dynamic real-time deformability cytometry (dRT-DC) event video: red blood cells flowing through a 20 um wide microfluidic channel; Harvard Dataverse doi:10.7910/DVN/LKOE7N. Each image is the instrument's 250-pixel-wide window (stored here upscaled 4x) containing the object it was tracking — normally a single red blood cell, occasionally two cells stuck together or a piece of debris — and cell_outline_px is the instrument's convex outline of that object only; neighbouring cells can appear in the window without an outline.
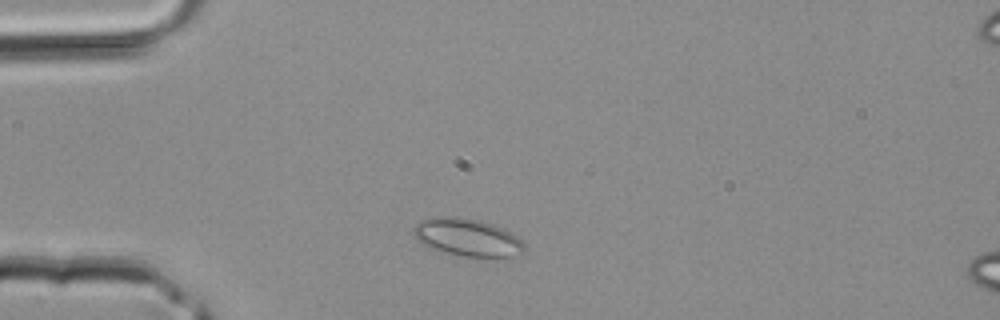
{"species": "common noctule bat (a hibernating species)", "species_latin": "Nyctalus noctula", "temperature_condition": "room temperature", "stored_images_in_passage": 35, "camera_frame_rate_fps": 3000, "um_per_image_px": 0.085, "animal": {"sex": "male", "body_mass_g": 20.4}, "frame": {"image": 1, "passage_image": 4, "time_ms": 1.0, "image_size_px": [1000, 320], "cell_outline_px": [[528, 248], [524, 252], [512, 256], [464, 256], [444, 252], [432, 248], [416, 240], [412, 232], [412, 228], [420, 220], [432, 216], [464, 216], [480, 220], [504, 228], [512, 232]], "centroid_in_image_um": [39.7, 20.14], "position_along_channel_um": 45.3, "area_um2": 24.57}}
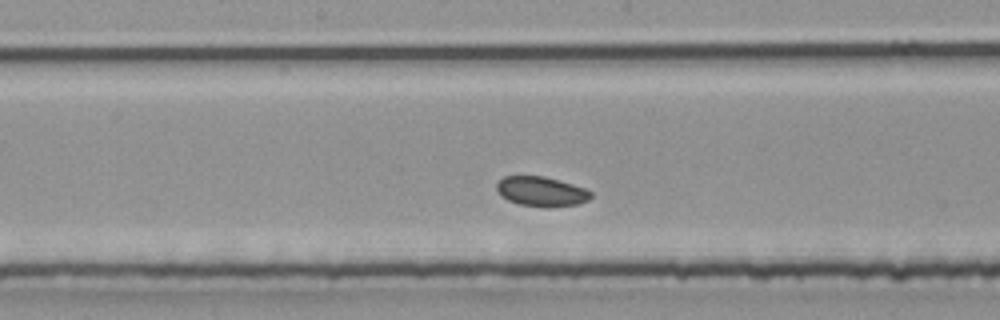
{"frame": {"image": 2, "passage_image": 15, "time_ms": 4.667, "image_size_px": [1000, 320], "cell_outline_px": [[592, 196], [588, 200], [580, 204], [548, 208], [520, 204], [508, 200], [500, 196], [496, 192], [496, 184], [504, 176], [544, 176], [560, 180], [584, 188], [592, 192]], "centroid_in_image_um": [46.01, 16.28], "position_along_channel_um": 202.2, "area_um2": 16.53}}
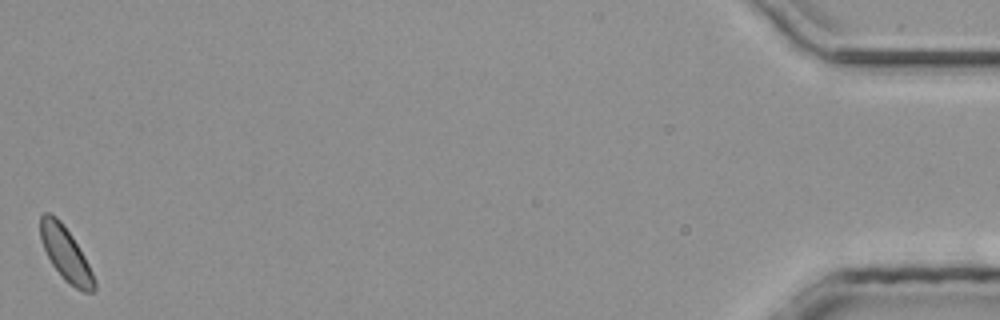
{"frame": {"image": 3, "passage_image": 35, "time_ms": 11.333, "image_size_px": [1000, 320], "cell_outline_px": [[96, 288], [92, 292], [84, 292], [76, 288], [64, 280], [52, 264], [40, 240], [40, 216], [44, 212], [48, 212], [56, 216], [60, 220], [72, 236], [84, 256], [96, 280]], "centroid_in_image_um": [5.58, 21.57], "position_along_channel_um": 429.6, "area_um2": 16.76}}